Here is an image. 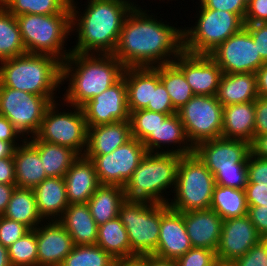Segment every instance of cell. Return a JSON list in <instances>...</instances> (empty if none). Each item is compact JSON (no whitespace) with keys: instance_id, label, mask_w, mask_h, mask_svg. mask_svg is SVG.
I'll use <instances>...</instances> for the list:
<instances>
[{"instance_id":"1","label":"cell","mask_w":267,"mask_h":266,"mask_svg":"<svg viewBox=\"0 0 267 266\" xmlns=\"http://www.w3.org/2000/svg\"><path fill=\"white\" fill-rule=\"evenodd\" d=\"M146 11L133 7L123 23L113 55L125 68L170 64L184 52L183 28L157 21Z\"/></svg>"},{"instance_id":"2","label":"cell","mask_w":267,"mask_h":266,"mask_svg":"<svg viewBox=\"0 0 267 266\" xmlns=\"http://www.w3.org/2000/svg\"><path fill=\"white\" fill-rule=\"evenodd\" d=\"M80 14L70 0L71 31L76 30V45L71 52L81 54H113L116 51L123 23L133 9L132 0H87ZM132 1V2H131ZM75 27V28H74ZM74 29V30H73Z\"/></svg>"},{"instance_id":"3","label":"cell","mask_w":267,"mask_h":266,"mask_svg":"<svg viewBox=\"0 0 267 266\" xmlns=\"http://www.w3.org/2000/svg\"><path fill=\"white\" fill-rule=\"evenodd\" d=\"M124 69L113 54L71 52L62 62V83L69 81L66 94H63L66 106L81 107L116 83L123 76Z\"/></svg>"},{"instance_id":"4","label":"cell","mask_w":267,"mask_h":266,"mask_svg":"<svg viewBox=\"0 0 267 266\" xmlns=\"http://www.w3.org/2000/svg\"><path fill=\"white\" fill-rule=\"evenodd\" d=\"M0 64L2 86L44 96L51 103L55 102V90L62 85V62L59 59L45 54L25 53L2 60Z\"/></svg>"},{"instance_id":"5","label":"cell","mask_w":267,"mask_h":266,"mask_svg":"<svg viewBox=\"0 0 267 266\" xmlns=\"http://www.w3.org/2000/svg\"><path fill=\"white\" fill-rule=\"evenodd\" d=\"M180 158L174 153L147 152L123 187L126 199L168 204L163 194L175 189Z\"/></svg>"},{"instance_id":"6","label":"cell","mask_w":267,"mask_h":266,"mask_svg":"<svg viewBox=\"0 0 267 266\" xmlns=\"http://www.w3.org/2000/svg\"><path fill=\"white\" fill-rule=\"evenodd\" d=\"M16 19L27 53L50 55L61 62L71 54V48L63 47L68 35L73 33L70 4L58 14H22Z\"/></svg>"},{"instance_id":"7","label":"cell","mask_w":267,"mask_h":266,"mask_svg":"<svg viewBox=\"0 0 267 266\" xmlns=\"http://www.w3.org/2000/svg\"><path fill=\"white\" fill-rule=\"evenodd\" d=\"M213 173L194 154L183 155L177 170L174 200L169 208L177 212L209 209L215 187Z\"/></svg>"},{"instance_id":"8","label":"cell","mask_w":267,"mask_h":266,"mask_svg":"<svg viewBox=\"0 0 267 266\" xmlns=\"http://www.w3.org/2000/svg\"><path fill=\"white\" fill-rule=\"evenodd\" d=\"M200 9L195 25L183 29L184 51L187 53L209 55L244 27V21L235 13L208 9L202 4Z\"/></svg>"},{"instance_id":"9","label":"cell","mask_w":267,"mask_h":266,"mask_svg":"<svg viewBox=\"0 0 267 266\" xmlns=\"http://www.w3.org/2000/svg\"><path fill=\"white\" fill-rule=\"evenodd\" d=\"M118 217L130 242V258L153 254L158 245L161 204L126 199Z\"/></svg>"},{"instance_id":"10","label":"cell","mask_w":267,"mask_h":266,"mask_svg":"<svg viewBox=\"0 0 267 266\" xmlns=\"http://www.w3.org/2000/svg\"><path fill=\"white\" fill-rule=\"evenodd\" d=\"M57 105L60 104L55 101L47 107L36 137L69 147L83 156L87 147L88 127L82 108L70 105L73 111L61 112Z\"/></svg>"},{"instance_id":"11","label":"cell","mask_w":267,"mask_h":266,"mask_svg":"<svg viewBox=\"0 0 267 266\" xmlns=\"http://www.w3.org/2000/svg\"><path fill=\"white\" fill-rule=\"evenodd\" d=\"M177 113L193 147L221 137L223 106L216 96L194 95Z\"/></svg>"},{"instance_id":"12","label":"cell","mask_w":267,"mask_h":266,"mask_svg":"<svg viewBox=\"0 0 267 266\" xmlns=\"http://www.w3.org/2000/svg\"><path fill=\"white\" fill-rule=\"evenodd\" d=\"M50 104L51 102L44 96L0 84V114L13 124L22 137L26 135L24 139L37 135L45 111Z\"/></svg>"},{"instance_id":"13","label":"cell","mask_w":267,"mask_h":266,"mask_svg":"<svg viewBox=\"0 0 267 266\" xmlns=\"http://www.w3.org/2000/svg\"><path fill=\"white\" fill-rule=\"evenodd\" d=\"M146 153L144 144L132 137L109 154L84 156L93 162L101 185L124 187Z\"/></svg>"},{"instance_id":"14","label":"cell","mask_w":267,"mask_h":266,"mask_svg":"<svg viewBox=\"0 0 267 266\" xmlns=\"http://www.w3.org/2000/svg\"><path fill=\"white\" fill-rule=\"evenodd\" d=\"M209 56L224 74L256 73L265 63L245 27L220 44Z\"/></svg>"},{"instance_id":"15","label":"cell","mask_w":267,"mask_h":266,"mask_svg":"<svg viewBox=\"0 0 267 266\" xmlns=\"http://www.w3.org/2000/svg\"><path fill=\"white\" fill-rule=\"evenodd\" d=\"M87 127L129 120L127 86L124 76L101 94L81 106Z\"/></svg>"},{"instance_id":"16","label":"cell","mask_w":267,"mask_h":266,"mask_svg":"<svg viewBox=\"0 0 267 266\" xmlns=\"http://www.w3.org/2000/svg\"><path fill=\"white\" fill-rule=\"evenodd\" d=\"M248 215L223 220L217 259L235 261L262 241Z\"/></svg>"},{"instance_id":"17","label":"cell","mask_w":267,"mask_h":266,"mask_svg":"<svg viewBox=\"0 0 267 266\" xmlns=\"http://www.w3.org/2000/svg\"><path fill=\"white\" fill-rule=\"evenodd\" d=\"M193 153L214 174L217 169L235 168V163H247L251 144L219 137L197 144Z\"/></svg>"},{"instance_id":"18","label":"cell","mask_w":267,"mask_h":266,"mask_svg":"<svg viewBox=\"0 0 267 266\" xmlns=\"http://www.w3.org/2000/svg\"><path fill=\"white\" fill-rule=\"evenodd\" d=\"M173 63L184 73L194 95L216 96L223 72L209 55L184 51Z\"/></svg>"},{"instance_id":"19","label":"cell","mask_w":267,"mask_h":266,"mask_svg":"<svg viewBox=\"0 0 267 266\" xmlns=\"http://www.w3.org/2000/svg\"><path fill=\"white\" fill-rule=\"evenodd\" d=\"M189 236L184 223L183 212L161 204V225L158 245L154 255L169 260H177L191 248Z\"/></svg>"},{"instance_id":"20","label":"cell","mask_w":267,"mask_h":266,"mask_svg":"<svg viewBox=\"0 0 267 266\" xmlns=\"http://www.w3.org/2000/svg\"><path fill=\"white\" fill-rule=\"evenodd\" d=\"M40 226L36 228L38 266H60L74 247L72 238L58 220Z\"/></svg>"},{"instance_id":"21","label":"cell","mask_w":267,"mask_h":266,"mask_svg":"<svg viewBox=\"0 0 267 266\" xmlns=\"http://www.w3.org/2000/svg\"><path fill=\"white\" fill-rule=\"evenodd\" d=\"M187 234L193 247L217 251L223 219L212 209L183 213Z\"/></svg>"},{"instance_id":"22","label":"cell","mask_w":267,"mask_h":266,"mask_svg":"<svg viewBox=\"0 0 267 266\" xmlns=\"http://www.w3.org/2000/svg\"><path fill=\"white\" fill-rule=\"evenodd\" d=\"M142 143L146 151L152 153H159L161 147L163 148L164 145L168 147L171 144L174 146L178 144V146H175L177 149L174 147H172L174 150L169 149V151L168 149L167 151L161 149L160 153H174L183 156L192 154L194 151L178 113L167 116L163 122H160L155 132H151Z\"/></svg>"},{"instance_id":"23","label":"cell","mask_w":267,"mask_h":266,"mask_svg":"<svg viewBox=\"0 0 267 266\" xmlns=\"http://www.w3.org/2000/svg\"><path fill=\"white\" fill-rule=\"evenodd\" d=\"M69 204L87 203L101 185L93 162L84 155L64 175Z\"/></svg>"},{"instance_id":"24","label":"cell","mask_w":267,"mask_h":266,"mask_svg":"<svg viewBox=\"0 0 267 266\" xmlns=\"http://www.w3.org/2000/svg\"><path fill=\"white\" fill-rule=\"evenodd\" d=\"M123 76L129 112L152 105L153 88L160 82L159 72L154 67H128L124 69Z\"/></svg>"},{"instance_id":"25","label":"cell","mask_w":267,"mask_h":266,"mask_svg":"<svg viewBox=\"0 0 267 266\" xmlns=\"http://www.w3.org/2000/svg\"><path fill=\"white\" fill-rule=\"evenodd\" d=\"M33 192L37 210L44 221L59 220L62 217L69 205L64 177H47L33 188Z\"/></svg>"},{"instance_id":"26","label":"cell","mask_w":267,"mask_h":266,"mask_svg":"<svg viewBox=\"0 0 267 266\" xmlns=\"http://www.w3.org/2000/svg\"><path fill=\"white\" fill-rule=\"evenodd\" d=\"M131 138L129 120L89 127L84 155L109 154Z\"/></svg>"},{"instance_id":"27","label":"cell","mask_w":267,"mask_h":266,"mask_svg":"<svg viewBox=\"0 0 267 266\" xmlns=\"http://www.w3.org/2000/svg\"><path fill=\"white\" fill-rule=\"evenodd\" d=\"M255 129V101L223 107L221 137L252 143Z\"/></svg>"},{"instance_id":"28","label":"cell","mask_w":267,"mask_h":266,"mask_svg":"<svg viewBox=\"0 0 267 266\" xmlns=\"http://www.w3.org/2000/svg\"><path fill=\"white\" fill-rule=\"evenodd\" d=\"M58 221L67 230L74 245L96 244L98 225L87 203L69 204Z\"/></svg>"},{"instance_id":"29","label":"cell","mask_w":267,"mask_h":266,"mask_svg":"<svg viewBox=\"0 0 267 266\" xmlns=\"http://www.w3.org/2000/svg\"><path fill=\"white\" fill-rule=\"evenodd\" d=\"M14 151L16 187L34 188L47 178L39 151L28 139L21 140Z\"/></svg>"},{"instance_id":"30","label":"cell","mask_w":267,"mask_h":266,"mask_svg":"<svg viewBox=\"0 0 267 266\" xmlns=\"http://www.w3.org/2000/svg\"><path fill=\"white\" fill-rule=\"evenodd\" d=\"M217 100L222 106L248 103L258 98L257 79L255 73L222 74Z\"/></svg>"},{"instance_id":"31","label":"cell","mask_w":267,"mask_h":266,"mask_svg":"<svg viewBox=\"0 0 267 266\" xmlns=\"http://www.w3.org/2000/svg\"><path fill=\"white\" fill-rule=\"evenodd\" d=\"M28 139L39 151V156L47 177H64L71 165L80 156L75 150L69 147L45 142L39 140L36 136Z\"/></svg>"},{"instance_id":"32","label":"cell","mask_w":267,"mask_h":266,"mask_svg":"<svg viewBox=\"0 0 267 266\" xmlns=\"http://www.w3.org/2000/svg\"><path fill=\"white\" fill-rule=\"evenodd\" d=\"M126 200L124 188L116 185H100L87 202L90 213L98 226L118 217Z\"/></svg>"},{"instance_id":"33","label":"cell","mask_w":267,"mask_h":266,"mask_svg":"<svg viewBox=\"0 0 267 266\" xmlns=\"http://www.w3.org/2000/svg\"><path fill=\"white\" fill-rule=\"evenodd\" d=\"M3 216L20 222L29 229H35L39 224L45 222L37 210V203L32 188L16 187Z\"/></svg>"},{"instance_id":"34","label":"cell","mask_w":267,"mask_h":266,"mask_svg":"<svg viewBox=\"0 0 267 266\" xmlns=\"http://www.w3.org/2000/svg\"><path fill=\"white\" fill-rule=\"evenodd\" d=\"M96 244L115 260L130 259V242L119 217L98 226Z\"/></svg>"},{"instance_id":"35","label":"cell","mask_w":267,"mask_h":266,"mask_svg":"<svg viewBox=\"0 0 267 266\" xmlns=\"http://www.w3.org/2000/svg\"><path fill=\"white\" fill-rule=\"evenodd\" d=\"M210 209L223 220L247 215L248 204L245 189L215 185Z\"/></svg>"},{"instance_id":"36","label":"cell","mask_w":267,"mask_h":266,"mask_svg":"<svg viewBox=\"0 0 267 266\" xmlns=\"http://www.w3.org/2000/svg\"><path fill=\"white\" fill-rule=\"evenodd\" d=\"M154 68L159 72L160 81L164 84L174 109L178 111L194 96L184 73L174 63Z\"/></svg>"},{"instance_id":"37","label":"cell","mask_w":267,"mask_h":266,"mask_svg":"<svg viewBox=\"0 0 267 266\" xmlns=\"http://www.w3.org/2000/svg\"><path fill=\"white\" fill-rule=\"evenodd\" d=\"M25 53L16 17L0 4V61Z\"/></svg>"},{"instance_id":"38","label":"cell","mask_w":267,"mask_h":266,"mask_svg":"<svg viewBox=\"0 0 267 266\" xmlns=\"http://www.w3.org/2000/svg\"><path fill=\"white\" fill-rule=\"evenodd\" d=\"M0 4L15 17L22 14L52 15L61 13L70 0H3Z\"/></svg>"},{"instance_id":"39","label":"cell","mask_w":267,"mask_h":266,"mask_svg":"<svg viewBox=\"0 0 267 266\" xmlns=\"http://www.w3.org/2000/svg\"><path fill=\"white\" fill-rule=\"evenodd\" d=\"M116 260L97 244L74 245L60 266H114Z\"/></svg>"},{"instance_id":"40","label":"cell","mask_w":267,"mask_h":266,"mask_svg":"<svg viewBox=\"0 0 267 266\" xmlns=\"http://www.w3.org/2000/svg\"><path fill=\"white\" fill-rule=\"evenodd\" d=\"M36 228L30 229L8 248L11 266H38Z\"/></svg>"},{"instance_id":"41","label":"cell","mask_w":267,"mask_h":266,"mask_svg":"<svg viewBox=\"0 0 267 266\" xmlns=\"http://www.w3.org/2000/svg\"><path fill=\"white\" fill-rule=\"evenodd\" d=\"M167 114L140 109L130 112L129 121L131 125L132 137L143 141L151 132L167 117Z\"/></svg>"},{"instance_id":"42","label":"cell","mask_w":267,"mask_h":266,"mask_svg":"<svg viewBox=\"0 0 267 266\" xmlns=\"http://www.w3.org/2000/svg\"><path fill=\"white\" fill-rule=\"evenodd\" d=\"M213 175L217 185L245 189L248 183L247 163H235V168L217 169Z\"/></svg>"},{"instance_id":"43","label":"cell","mask_w":267,"mask_h":266,"mask_svg":"<svg viewBox=\"0 0 267 266\" xmlns=\"http://www.w3.org/2000/svg\"><path fill=\"white\" fill-rule=\"evenodd\" d=\"M216 251L207 248L192 247L186 254L176 260L178 266H214Z\"/></svg>"},{"instance_id":"44","label":"cell","mask_w":267,"mask_h":266,"mask_svg":"<svg viewBox=\"0 0 267 266\" xmlns=\"http://www.w3.org/2000/svg\"><path fill=\"white\" fill-rule=\"evenodd\" d=\"M30 229L20 222L11 220L3 215L0 216V244L9 248Z\"/></svg>"},{"instance_id":"45","label":"cell","mask_w":267,"mask_h":266,"mask_svg":"<svg viewBox=\"0 0 267 266\" xmlns=\"http://www.w3.org/2000/svg\"><path fill=\"white\" fill-rule=\"evenodd\" d=\"M248 183H255L267 187V159L257 157L250 153L247 159Z\"/></svg>"},{"instance_id":"46","label":"cell","mask_w":267,"mask_h":266,"mask_svg":"<svg viewBox=\"0 0 267 266\" xmlns=\"http://www.w3.org/2000/svg\"><path fill=\"white\" fill-rule=\"evenodd\" d=\"M145 109L164 113L168 116L177 113L172 105L170 96L161 81L157 84L156 88H153L152 105H148Z\"/></svg>"},{"instance_id":"47","label":"cell","mask_w":267,"mask_h":266,"mask_svg":"<svg viewBox=\"0 0 267 266\" xmlns=\"http://www.w3.org/2000/svg\"><path fill=\"white\" fill-rule=\"evenodd\" d=\"M247 1L248 0H200L205 8L235 13L243 21L247 10Z\"/></svg>"},{"instance_id":"48","label":"cell","mask_w":267,"mask_h":266,"mask_svg":"<svg viewBox=\"0 0 267 266\" xmlns=\"http://www.w3.org/2000/svg\"><path fill=\"white\" fill-rule=\"evenodd\" d=\"M238 266H267L266 262V238L253 246L245 255L235 260Z\"/></svg>"},{"instance_id":"49","label":"cell","mask_w":267,"mask_h":266,"mask_svg":"<svg viewBox=\"0 0 267 266\" xmlns=\"http://www.w3.org/2000/svg\"><path fill=\"white\" fill-rule=\"evenodd\" d=\"M244 27L250 32L256 48L260 53L262 60L267 62V22L244 24Z\"/></svg>"},{"instance_id":"50","label":"cell","mask_w":267,"mask_h":266,"mask_svg":"<svg viewBox=\"0 0 267 266\" xmlns=\"http://www.w3.org/2000/svg\"><path fill=\"white\" fill-rule=\"evenodd\" d=\"M267 22V0H248L244 24Z\"/></svg>"},{"instance_id":"51","label":"cell","mask_w":267,"mask_h":266,"mask_svg":"<svg viewBox=\"0 0 267 266\" xmlns=\"http://www.w3.org/2000/svg\"><path fill=\"white\" fill-rule=\"evenodd\" d=\"M247 215L262 238H267V205L248 206Z\"/></svg>"},{"instance_id":"52","label":"cell","mask_w":267,"mask_h":266,"mask_svg":"<svg viewBox=\"0 0 267 266\" xmlns=\"http://www.w3.org/2000/svg\"><path fill=\"white\" fill-rule=\"evenodd\" d=\"M267 134V98L258 97L255 100L254 137Z\"/></svg>"},{"instance_id":"53","label":"cell","mask_w":267,"mask_h":266,"mask_svg":"<svg viewBox=\"0 0 267 266\" xmlns=\"http://www.w3.org/2000/svg\"><path fill=\"white\" fill-rule=\"evenodd\" d=\"M245 192L248 206L267 205V187L247 183Z\"/></svg>"},{"instance_id":"54","label":"cell","mask_w":267,"mask_h":266,"mask_svg":"<svg viewBox=\"0 0 267 266\" xmlns=\"http://www.w3.org/2000/svg\"><path fill=\"white\" fill-rule=\"evenodd\" d=\"M15 129L13 124L3 115L0 114V140L11 142L15 147L19 145L16 141L22 137Z\"/></svg>"},{"instance_id":"55","label":"cell","mask_w":267,"mask_h":266,"mask_svg":"<svg viewBox=\"0 0 267 266\" xmlns=\"http://www.w3.org/2000/svg\"><path fill=\"white\" fill-rule=\"evenodd\" d=\"M0 183H15V162L13 157L0 158Z\"/></svg>"},{"instance_id":"56","label":"cell","mask_w":267,"mask_h":266,"mask_svg":"<svg viewBox=\"0 0 267 266\" xmlns=\"http://www.w3.org/2000/svg\"><path fill=\"white\" fill-rule=\"evenodd\" d=\"M251 153L257 157L267 159V134L254 137L251 143Z\"/></svg>"},{"instance_id":"57","label":"cell","mask_w":267,"mask_h":266,"mask_svg":"<svg viewBox=\"0 0 267 266\" xmlns=\"http://www.w3.org/2000/svg\"><path fill=\"white\" fill-rule=\"evenodd\" d=\"M258 97L267 98V62L256 71Z\"/></svg>"},{"instance_id":"58","label":"cell","mask_w":267,"mask_h":266,"mask_svg":"<svg viewBox=\"0 0 267 266\" xmlns=\"http://www.w3.org/2000/svg\"><path fill=\"white\" fill-rule=\"evenodd\" d=\"M16 188V184L0 183V216L6 211L11 195Z\"/></svg>"},{"instance_id":"59","label":"cell","mask_w":267,"mask_h":266,"mask_svg":"<svg viewBox=\"0 0 267 266\" xmlns=\"http://www.w3.org/2000/svg\"><path fill=\"white\" fill-rule=\"evenodd\" d=\"M147 266H178L176 260H169L158 257L154 254H146L139 256Z\"/></svg>"},{"instance_id":"60","label":"cell","mask_w":267,"mask_h":266,"mask_svg":"<svg viewBox=\"0 0 267 266\" xmlns=\"http://www.w3.org/2000/svg\"><path fill=\"white\" fill-rule=\"evenodd\" d=\"M15 149L11 142L0 140V158L13 157Z\"/></svg>"},{"instance_id":"61","label":"cell","mask_w":267,"mask_h":266,"mask_svg":"<svg viewBox=\"0 0 267 266\" xmlns=\"http://www.w3.org/2000/svg\"><path fill=\"white\" fill-rule=\"evenodd\" d=\"M114 266H147L140 257L116 260Z\"/></svg>"},{"instance_id":"62","label":"cell","mask_w":267,"mask_h":266,"mask_svg":"<svg viewBox=\"0 0 267 266\" xmlns=\"http://www.w3.org/2000/svg\"><path fill=\"white\" fill-rule=\"evenodd\" d=\"M0 266H11L8 257V248L0 244Z\"/></svg>"},{"instance_id":"63","label":"cell","mask_w":267,"mask_h":266,"mask_svg":"<svg viewBox=\"0 0 267 266\" xmlns=\"http://www.w3.org/2000/svg\"><path fill=\"white\" fill-rule=\"evenodd\" d=\"M214 266H238L235 261H224L217 259Z\"/></svg>"},{"instance_id":"64","label":"cell","mask_w":267,"mask_h":266,"mask_svg":"<svg viewBox=\"0 0 267 266\" xmlns=\"http://www.w3.org/2000/svg\"><path fill=\"white\" fill-rule=\"evenodd\" d=\"M265 264L267 265V238H266V262Z\"/></svg>"}]
</instances>
